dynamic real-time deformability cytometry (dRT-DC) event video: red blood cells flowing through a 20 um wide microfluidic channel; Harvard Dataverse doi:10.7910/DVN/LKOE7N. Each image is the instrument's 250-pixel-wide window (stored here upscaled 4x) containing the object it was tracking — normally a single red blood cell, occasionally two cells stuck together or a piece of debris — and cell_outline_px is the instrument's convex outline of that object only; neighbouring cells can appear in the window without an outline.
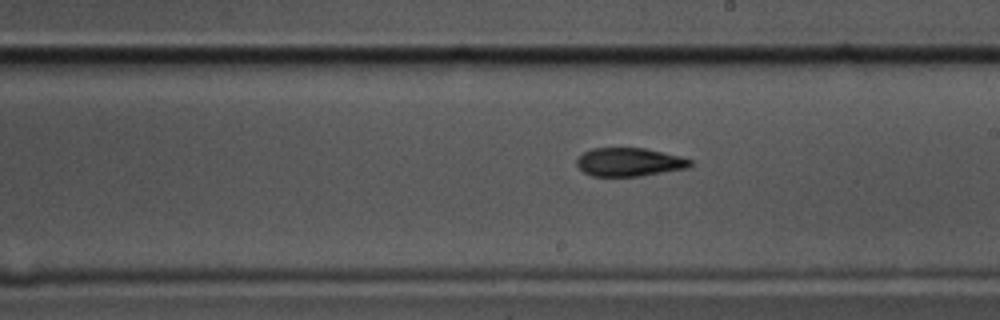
{"species": "common noctule bat (a hibernating species)", "species_latin": "Nyctalus noctula", "temperature_condition": "cold", "stored_images_in_passage": 41, "camera_frame_rate_fps": 3000, "um_per_image_px": 0.085, "animal": {"sex": "male", "body_mass_g": 17.5, "forearm_length_mm": 52.3}, "frame": {"image": 1, "passage_image": 16, "time_ms": 5.0, "image_size_px": [1000, 320], "cell_outline_px": [[692, 164], [688, 168], [640, 176], [592, 176], [584, 172], [576, 164], [576, 160], [584, 152], [592, 148], [644, 148], [664, 152], [680, 156], [692, 160]], "centroid_in_image_um": [53.5, 13.77], "position_along_channel_um": 235.5, "area_um2": 18.79}}
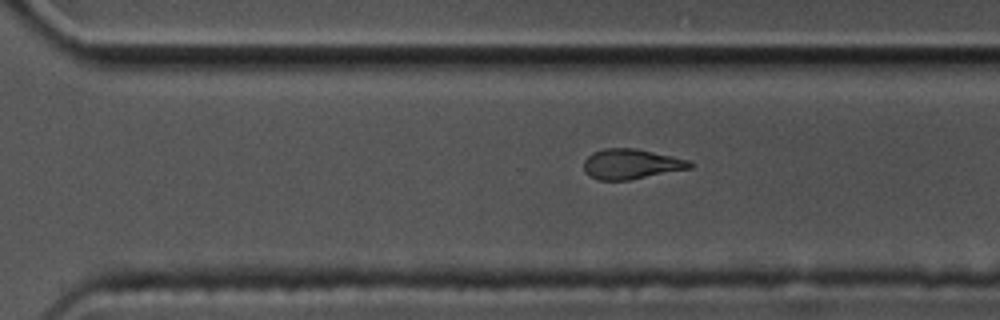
{"frame": {"image": 2, "passage_image": 23, "time_ms": 7.333, "image_size_px": [1000, 320], "cell_outline_px": [[692, 168], [628, 180], [600, 180], [588, 176], [584, 172], [584, 160], [592, 152], [604, 148], [636, 148], [672, 156], [688, 160], [692, 164]], "centroid_in_image_um": [53.61, 13.94], "position_along_channel_um": 317.0, "area_um2": 18.61}}
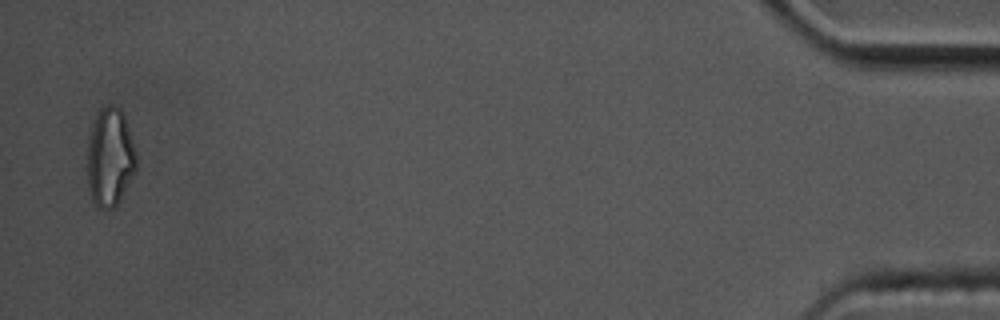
{"frame": {"image": 3, "passage_image": 40, "time_ms": 13.0, "image_size_px": [1000, 320], "cell_outline_px": [[136, 168], [116, 208], [96, 208], [92, 200], [88, 188], [88, 148], [92, 128], [96, 116], [100, 108], [108, 104], [116, 104], [124, 112], [136, 156]], "centroid_in_image_um": [9.35, 13.38], "position_along_channel_um": 425.9, "area_um2": 27.98}, "authors_computed_cell_mechanics": {"area_um2": 19.9988, "velocity_mm_per_s": 3.4908, "shape_relaxation_time_tau1_ms": null, "shape_relaxation_time_tau2_ms": 5.4674, "deformation_change_tau1": null, "deformation_change_tau2": 0.1487}}